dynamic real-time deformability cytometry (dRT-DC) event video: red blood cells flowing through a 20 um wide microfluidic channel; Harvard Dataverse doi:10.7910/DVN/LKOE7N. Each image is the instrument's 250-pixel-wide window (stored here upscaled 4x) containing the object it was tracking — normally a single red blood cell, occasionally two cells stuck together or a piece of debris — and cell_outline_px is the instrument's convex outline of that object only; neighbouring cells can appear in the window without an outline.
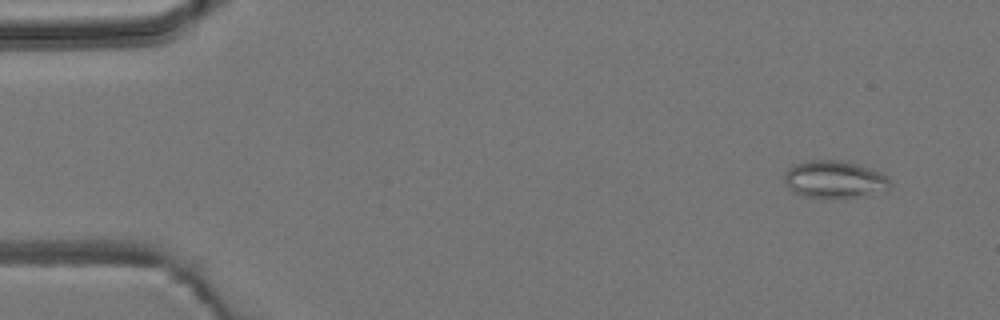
{"species": "common noctule bat (a hibernating species)", "species_latin": "Nyctalus noctula", "temperature_condition": "room temperature", "stored_images_in_passage": 3, "camera_frame_rate_fps": 3000, "um_per_image_px": 0.085, "animal": {"sex": "male", "body_mass_g": 19.2, "forearm_length_mm": 51.8}, "frame": {"image": 1, "passage_image": 1, "time_ms": 0.0, "image_size_px": [1000, 320], "cell_outline_px": [[892, 188], [888, 192], [864, 196], [836, 200], [832, 200], [804, 196], [792, 192], [784, 184], [784, 172], [792, 164], [808, 160], [840, 160], [872, 168], [884, 172], [888, 176], [892, 184]], "centroid_in_image_um": [70.99, 15.29], "position_along_channel_um": 14.0, "area_um2": 24.39}}